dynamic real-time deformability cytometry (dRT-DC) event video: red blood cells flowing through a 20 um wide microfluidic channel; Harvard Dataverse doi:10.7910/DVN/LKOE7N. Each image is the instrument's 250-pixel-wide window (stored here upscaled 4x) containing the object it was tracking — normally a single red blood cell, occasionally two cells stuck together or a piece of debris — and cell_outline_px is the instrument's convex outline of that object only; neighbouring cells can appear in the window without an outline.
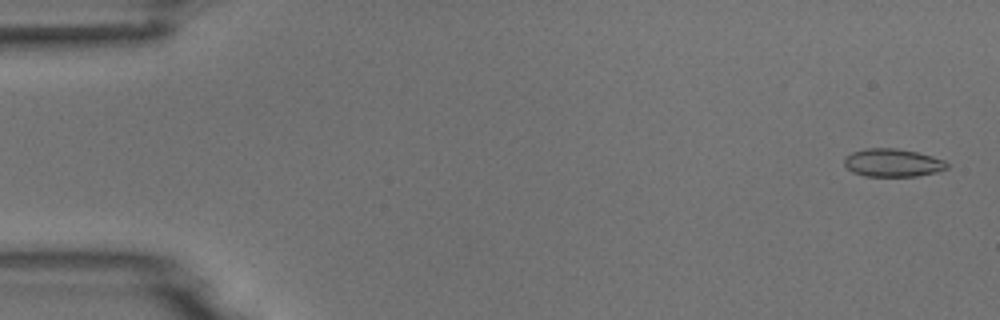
{"species": "common noctule bat (a hibernating species)", "species_latin": "Nyctalus noctula", "temperature_condition": "room temperature", "stored_images_in_passage": 5, "camera_frame_rate_fps": 3000, "um_per_image_px": 0.085, "animal": {"sex": "male", "body_mass_g": 18.8}, "frame": {"image": 1, "passage_image": 1, "time_ms": 0.0, "image_size_px": [1000, 320], "cell_outline_px": [[948, 168], [936, 172], [916, 176], [864, 176], [852, 172], [844, 164], [844, 156], [852, 152], [864, 148], [896, 148], [916, 152], [932, 156], [944, 160], [948, 164]], "centroid_in_image_um": [75.85, 13.83], "position_along_channel_um": 9.2, "area_um2": 16.82}}
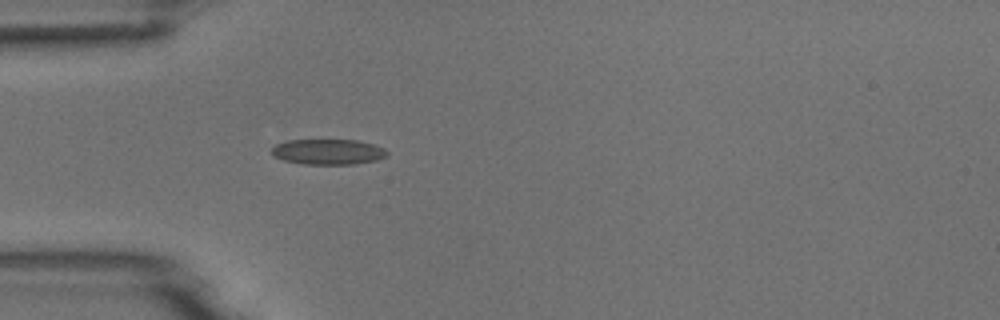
{"frame": {"image": 2, "passage_image": 5, "time_ms": 4.667, "image_size_px": [1000, 320], "cell_outline_px": [[388, 156], [376, 160], [356, 164], [304, 164], [284, 160], [276, 156], [272, 152], [272, 148], [276, 144], [288, 140], [356, 140], [372, 144], [384, 148], [388, 152]], "centroid_in_image_um": [27.92, 12.9], "position_along_channel_um": 57.1, "area_um2": 16.99}}